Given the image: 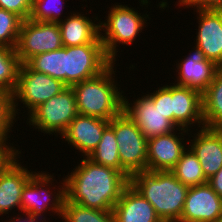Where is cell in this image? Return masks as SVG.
Returning <instances> with one entry per match:
<instances>
[{"label": "cell", "mask_w": 222, "mask_h": 222, "mask_svg": "<svg viewBox=\"0 0 222 222\" xmlns=\"http://www.w3.org/2000/svg\"><path fill=\"white\" fill-rule=\"evenodd\" d=\"M72 171L64 178L65 198L86 208L113 211L129 184L120 171L96 164L87 157Z\"/></svg>", "instance_id": "cell-1"}, {"label": "cell", "mask_w": 222, "mask_h": 222, "mask_svg": "<svg viewBox=\"0 0 222 222\" xmlns=\"http://www.w3.org/2000/svg\"><path fill=\"white\" fill-rule=\"evenodd\" d=\"M129 183L154 207L162 222H179L189 187L170 171H142L132 175Z\"/></svg>", "instance_id": "cell-2"}, {"label": "cell", "mask_w": 222, "mask_h": 222, "mask_svg": "<svg viewBox=\"0 0 222 222\" xmlns=\"http://www.w3.org/2000/svg\"><path fill=\"white\" fill-rule=\"evenodd\" d=\"M114 66L115 62L98 76L72 86L79 114L110 121L123 112L124 91L114 79Z\"/></svg>", "instance_id": "cell-3"}, {"label": "cell", "mask_w": 222, "mask_h": 222, "mask_svg": "<svg viewBox=\"0 0 222 222\" xmlns=\"http://www.w3.org/2000/svg\"><path fill=\"white\" fill-rule=\"evenodd\" d=\"M109 10L107 19L99 22V37L106 55L115 62L118 56V44L133 43L138 34L147 26L145 23L149 15L138 13V10L122 4H115ZM102 31L105 33L103 34Z\"/></svg>", "instance_id": "cell-4"}, {"label": "cell", "mask_w": 222, "mask_h": 222, "mask_svg": "<svg viewBox=\"0 0 222 222\" xmlns=\"http://www.w3.org/2000/svg\"><path fill=\"white\" fill-rule=\"evenodd\" d=\"M66 87L62 81L33 70L27 63L21 64L17 85L11 94L12 112L15 120L20 113L18 112L20 111L18 109L19 102L27 108V115H29L40 104L59 94Z\"/></svg>", "instance_id": "cell-5"}, {"label": "cell", "mask_w": 222, "mask_h": 222, "mask_svg": "<svg viewBox=\"0 0 222 222\" xmlns=\"http://www.w3.org/2000/svg\"><path fill=\"white\" fill-rule=\"evenodd\" d=\"M109 126L115 133L122 168L130 176L147 171L148 139L138 126L124 111L112 118Z\"/></svg>", "instance_id": "cell-6"}, {"label": "cell", "mask_w": 222, "mask_h": 222, "mask_svg": "<svg viewBox=\"0 0 222 222\" xmlns=\"http://www.w3.org/2000/svg\"><path fill=\"white\" fill-rule=\"evenodd\" d=\"M77 114L74 90L72 87H66L35 108L28 115L27 121L29 120V126H34V130L38 129V132L61 136Z\"/></svg>", "instance_id": "cell-7"}, {"label": "cell", "mask_w": 222, "mask_h": 222, "mask_svg": "<svg viewBox=\"0 0 222 222\" xmlns=\"http://www.w3.org/2000/svg\"><path fill=\"white\" fill-rule=\"evenodd\" d=\"M112 63L100 37L90 44L65 47L66 86L96 77Z\"/></svg>", "instance_id": "cell-8"}, {"label": "cell", "mask_w": 222, "mask_h": 222, "mask_svg": "<svg viewBox=\"0 0 222 222\" xmlns=\"http://www.w3.org/2000/svg\"><path fill=\"white\" fill-rule=\"evenodd\" d=\"M53 176L46 174V171H39L31 177L22 190L20 213L26 212L41 218L49 210V213L52 211L61 219L65 199V180H62V186H58L57 193L55 191L53 194L50 192V184L52 186V182L55 180Z\"/></svg>", "instance_id": "cell-9"}, {"label": "cell", "mask_w": 222, "mask_h": 222, "mask_svg": "<svg viewBox=\"0 0 222 222\" xmlns=\"http://www.w3.org/2000/svg\"><path fill=\"white\" fill-rule=\"evenodd\" d=\"M63 47L58 23L23 20L15 51L21 64L34 56Z\"/></svg>", "instance_id": "cell-10"}, {"label": "cell", "mask_w": 222, "mask_h": 222, "mask_svg": "<svg viewBox=\"0 0 222 222\" xmlns=\"http://www.w3.org/2000/svg\"><path fill=\"white\" fill-rule=\"evenodd\" d=\"M177 131L179 133H176ZM185 133L188 136L191 135V131L178 128L174 132L149 138L147 146V171H171L181 158L182 153L187 149L185 146L188 143H184L187 141L184 138Z\"/></svg>", "instance_id": "cell-11"}, {"label": "cell", "mask_w": 222, "mask_h": 222, "mask_svg": "<svg viewBox=\"0 0 222 222\" xmlns=\"http://www.w3.org/2000/svg\"><path fill=\"white\" fill-rule=\"evenodd\" d=\"M124 96L123 111L138 126L144 136L149 139L154 136L174 132L178 127L170 121L153 101L143 95L132 103ZM131 104V105H130Z\"/></svg>", "instance_id": "cell-12"}, {"label": "cell", "mask_w": 222, "mask_h": 222, "mask_svg": "<svg viewBox=\"0 0 222 222\" xmlns=\"http://www.w3.org/2000/svg\"><path fill=\"white\" fill-rule=\"evenodd\" d=\"M196 13L199 25L193 49L222 68V11L197 9Z\"/></svg>", "instance_id": "cell-13"}, {"label": "cell", "mask_w": 222, "mask_h": 222, "mask_svg": "<svg viewBox=\"0 0 222 222\" xmlns=\"http://www.w3.org/2000/svg\"><path fill=\"white\" fill-rule=\"evenodd\" d=\"M222 216V198L208 183L189 187L179 222H216Z\"/></svg>", "instance_id": "cell-14"}, {"label": "cell", "mask_w": 222, "mask_h": 222, "mask_svg": "<svg viewBox=\"0 0 222 222\" xmlns=\"http://www.w3.org/2000/svg\"><path fill=\"white\" fill-rule=\"evenodd\" d=\"M108 120L77 114L67 129L61 134V139L71 147L88 157L99 144L104 129L109 125ZM84 154V155H83Z\"/></svg>", "instance_id": "cell-15"}, {"label": "cell", "mask_w": 222, "mask_h": 222, "mask_svg": "<svg viewBox=\"0 0 222 222\" xmlns=\"http://www.w3.org/2000/svg\"><path fill=\"white\" fill-rule=\"evenodd\" d=\"M200 129V130H199ZM187 141L208 180L222 168V129L199 128ZM194 137V138H193Z\"/></svg>", "instance_id": "cell-16"}, {"label": "cell", "mask_w": 222, "mask_h": 222, "mask_svg": "<svg viewBox=\"0 0 222 222\" xmlns=\"http://www.w3.org/2000/svg\"><path fill=\"white\" fill-rule=\"evenodd\" d=\"M172 111L173 123L178 128L190 131V128L196 124L200 128L205 127L202 93L196 89L177 85L174 82L172 85Z\"/></svg>", "instance_id": "cell-17"}, {"label": "cell", "mask_w": 222, "mask_h": 222, "mask_svg": "<svg viewBox=\"0 0 222 222\" xmlns=\"http://www.w3.org/2000/svg\"><path fill=\"white\" fill-rule=\"evenodd\" d=\"M177 62V85L187 86L203 93L220 69L212 61L203 58L195 49Z\"/></svg>", "instance_id": "cell-18"}, {"label": "cell", "mask_w": 222, "mask_h": 222, "mask_svg": "<svg viewBox=\"0 0 222 222\" xmlns=\"http://www.w3.org/2000/svg\"><path fill=\"white\" fill-rule=\"evenodd\" d=\"M19 159L13 161L5 170L0 172V215L13 210H21L22 190L26 183L36 173L20 165Z\"/></svg>", "instance_id": "cell-19"}, {"label": "cell", "mask_w": 222, "mask_h": 222, "mask_svg": "<svg viewBox=\"0 0 222 222\" xmlns=\"http://www.w3.org/2000/svg\"><path fill=\"white\" fill-rule=\"evenodd\" d=\"M115 222H162L154 207L129 183L114 205Z\"/></svg>", "instance_id": "cell-20"}, {"label": "cell", "mask_w": 222, "mask_h": 222, "mask_svg": "<svg viewBox=\"0 0 222 222\" xmlns=\"http://www.w3.org/2000/svg\"><path fill=\"white\" fill-rule=\"evenodd\" d=\"M59 24L62 44L73 47L93 43L99 37V23L81 12H71Z\"/></svg>", "instance_id": "cell-21"}, {"label": "cell", "mask_w": 222, "mask_h": 222, "mask_svg": "<svg viewBox=\"0 0 222 222\" xmlns=\"http://www.w3.org/2000/svg\"><path fill=\"white\" fill-rule=\"evenodd\" d=\"M202 102L205 127L222 129V68L202 93Z\"/></svg>", "instance_id": "cell-22"}, {"label": "cell", "mask_w": 222, "mask_h": 222, "mask_svg": "<svg viewBox=\"0 0 222 222\" xmlns=\"http://www.w3.org/2000/svg\"><path fill=\"white\" fill-rule=\"evenodd\" d=\"M118 150L114 130L108 125L99 144L87 158L96 164L120 171L129 180L131 176L122 168Z\"/></svg>", "instance_id": "cell-23"}, {"label": "cell", "mask_w": 222, "mask_h": 222, "mask_svg": "<svg viewBox=\"0 0 222 222\" xmlns=\"http://www.w3.org/2000/svg\"><path fill=\"white\" fill-rule=\"evenodd\" d=\"M170 172L188 187L207 183L198 158L188 146Z\"/></svg>", "instance_id": "cell-24"}, {"label": "cell", "mask_w": 222, "mask_h": 222, "mask_svg": "<svg viewBox=\"0 0 222 222\" xmlns=\"http://www.w3.org/2000/svg\"><path fill=\"white\" fill-rule=\"evenodd\" d=\"M27 64L35 71L47 74L66 85L65 46L58 50L38 54Z\"/></svg>", "instance_id": "cell-25"}, {"label": "cell", "mask_w": 222, "mask_h": 222, "mask_svg": "<svg viewBox=\"0 0 222 222\" xmlns=\"http://www.w3.org/2000/svg\"><path fill=\"white\" fill-rule=\"evenodd\" d=\"M61 217L64 222H115L113 211L82 207L66 198L63 202Z\"/></svg>", "instance_id": "cell-26"}, {"label": "cell", "mask_w": 222, "mask_h": 222, "mask_svg": "<svg viewBox=\"0 0 222 222\" xmlns=\"http://www.w3.org/2000/svg\"><path fill=\"white\" fill-rule=\"evenodd\" d=\"M20 65L15 49L0 46V90L14 92Z\"/></svg>", "instance_id": "cell-27"}, {"label": "cell", "mask_w": 222, "mask_h": 222, "mask_svg": "<svg viewBox=\"0 0 222 222\" xmlns=\"http://www.w3.org/2000/svg\"><path fill=\"white\" fill-rule=\"evenodd\" d=\"M22 22L17 14L0 9V46L16 48Z\"/></svg>", "instance_id": "cell-28"}, {"label": "cell", "mask_w": 222, "mask_h": 222, "mask_svg": "<svg viewBox=\"0 0 222 222\" xmlns=\"http://www.w3.org/2000/svg\"><path fill=\"white\" fill-rule=\"evenodd\" d=\"M65 0H33L29 19L36 22L59 23ZM68 1V0H67Z\"/></svg>", "instance_id": "cell-29"}, {"label": "cell", "mask_w": 222, "mask_h": 222, "mask_svg": "<svg viewBox=\"0 0 222 222\" xmlns=\"http://www.w3.org/2000/svg\"><path fill=\"white\" fill-rule=\"evenodd\" d=\"M14 122L11 94L0 90V136H9Z\"/></svg>", "instance_id": "cell-30"}, {"label": "cell", "mask_w": 222, "mask_h": 222, "mask_svg": "<svg viewBox=\"0 0 222 222\" xmlns=\"http://www.w3.org/2000/svg\"><path fill=\"white\" fill-rule=\"evenodd\" d=\"M153 93L146 94L166 117L173 122L172 83L157 88Z\"/></svg>", "instance_id": "cell-31"}, {"label": "cell", "mask_w": 222, "mask_h": 222, "mask_svg": "<svg viewBox=\"0 0 222 222\" xmlns=\"http://www.w3.org/2000/svg\"><path fill=\"white\" fill-rule=\"evenodd\" d=\"M33 0H0V9L13 12L23 20L29 19Z\"/></svg>", "instance_id": "cell-32"}, {"label": "cell", "mask_w": 222, "mask_h": 222, "mask_svg": "<svg viewBox=\"0 0 222 222\" xmlns=\"http://www.w3.org/2000/svg\"><path fill=\"white\" fill-rule=\"evenodd\" d=\"M7 138H10V136H0V172L5 170L13 161L20 158L21 155V150H16L13 144H11L12 146L9 145V139Z\"/></svg>", "instance_id": "cell-33"}, {"label": "cell", "mask_w": 222, "mask_h": 222, "mask_svg": "<svg viewBox=\"0 0 222 222\" xmlns=\"http://www.w3.org/2000/svg\"><path fill=\"white\" fill-rule=\"evenodd\" d=\"M178 6H185V8L192 7L200 10L222 11V0H178Z\"/></svg>", "instance_id": "cell-34"}, {"label": "cell", "mask_w": 222, "mask_h": 222, "mask_svg": "<svg viewBox=\"0 0 222 222\" xmlns=\"http://www.w3.org/2000/svg\"><path fill=\"white\" fill-rule=\"evenodd\" d=\"M207 183L212 187L213 191L222 198V168L213 176H211Z\"/></svg>", "instance_id": "cell-35"}, {"label": "cell", "mask_w": 222, "mask_h": 222, "mask_svg": "<svg viewBox=\"0 0 222 222\" xmlns=\"http://www.w3.org/2000/svg\"><path fill=\"white\" fill-rule=\"evenodd\" d=\"M25 214V215H24ZM23 215L25 216V218L21 217L22 215L19 214V217H17L16 215L14 217H12L11 219H9V221L7 222H47L45 217H41L39 219V217H36L30 213H23ZM27 216V217H26ZM43 219V220H42ZM6 222V221H5Z\"/></svg>", "instance_id": "cell-36"}, {"label": "cell", "mask_w": 222, "mask_h": 222, "mask_svg": "<svg viewBox=\"0 0 222 222\" xmlns=\"http://www.w3.org/2000/svg\"><path fill=\"white\" fill-rule=\"evenodd\" d=\"M216 222H222V216Z\"/></svg>", "instance_id": "cell-37"}]
</instances>
